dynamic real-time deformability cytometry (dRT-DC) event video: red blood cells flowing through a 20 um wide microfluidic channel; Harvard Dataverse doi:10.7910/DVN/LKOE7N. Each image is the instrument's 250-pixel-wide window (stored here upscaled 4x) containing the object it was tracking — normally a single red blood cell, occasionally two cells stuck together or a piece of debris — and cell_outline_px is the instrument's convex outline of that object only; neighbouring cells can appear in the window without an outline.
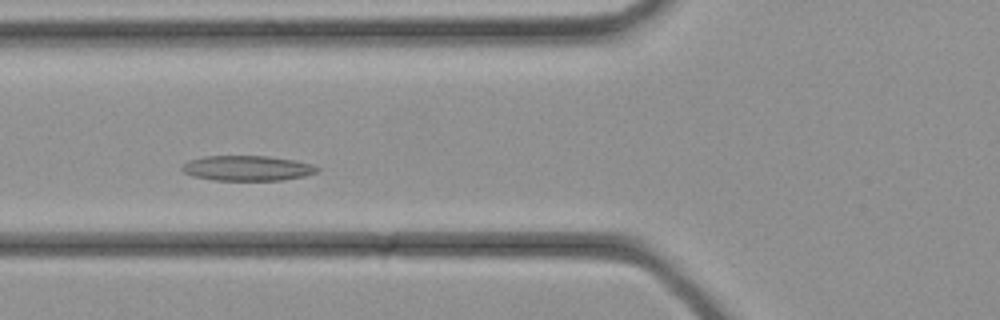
{"species": "common noctule bat (a hibernating species)", "species_latin": "Nyctalus noctula", "temperature_condition": "cold", "stored_images_in_passage": 32, "camera_frame_rate_fps": 3000, "um_per_image_px": 0.085, "animal": {"sex": "female", "body_mass_g": 21.9}, "frame": {"image": 1, "passage_image": 10, "time_ms": 3.0, "image_size_px": [1000, 320], "cell_outline_px": [[320, 168], [316, 172], [304, 176], [280, 180], [212, 180], [192, 176], [184, 172], [180, 168], [188, 160], [204, 156], [268, 156], [296, 160], [312, 164]], "centroid_in_image_um": [21.0, 14.29], "position_along_channel_um": 104.8, "area_um2": 19.83}}
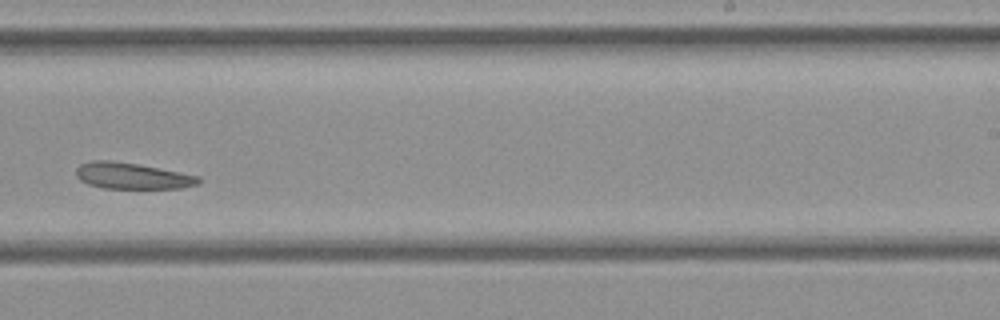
{"frame": {"image": 2, "passage_image": 19, "time_ms": 6.0, "image_size_px": [1000, 320], "cell_outline_px": [[200, 184], [184, 188], [104, 188], [88, 184], [80, 180], [76, 176], [76, 168], [80, 164], [88, 160], [112, 160], [136, 164], [200, 176]], "centroid_in_image_um": [11.21, 14.95], "position_along_channel_um": 277.8, "area_um2": 18.73}}
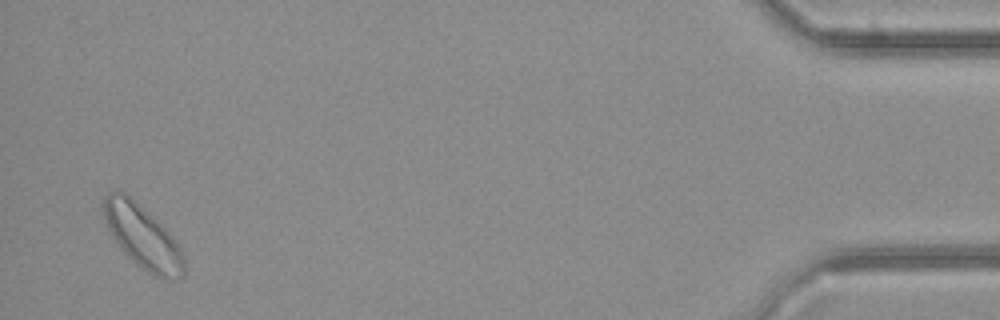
{"frame": {"image": 3, "passage_image": 31, "time_ms": 10.0, "image_size_px": [1000, 320], "cell_outline_px": [[184, 272], [180, 280], [176, 280], [152, 276], [136, 264], [120, 248], [108, 228], [100, 204], [104, 196], [108, 192], [124, 192], [132, 196], [172, 236], [180, 248], [184, 256]], "centroid_in_image_um": [12.1, 20.12], "position_along_channel_um": 423.1, "area_um2": 29.71}}